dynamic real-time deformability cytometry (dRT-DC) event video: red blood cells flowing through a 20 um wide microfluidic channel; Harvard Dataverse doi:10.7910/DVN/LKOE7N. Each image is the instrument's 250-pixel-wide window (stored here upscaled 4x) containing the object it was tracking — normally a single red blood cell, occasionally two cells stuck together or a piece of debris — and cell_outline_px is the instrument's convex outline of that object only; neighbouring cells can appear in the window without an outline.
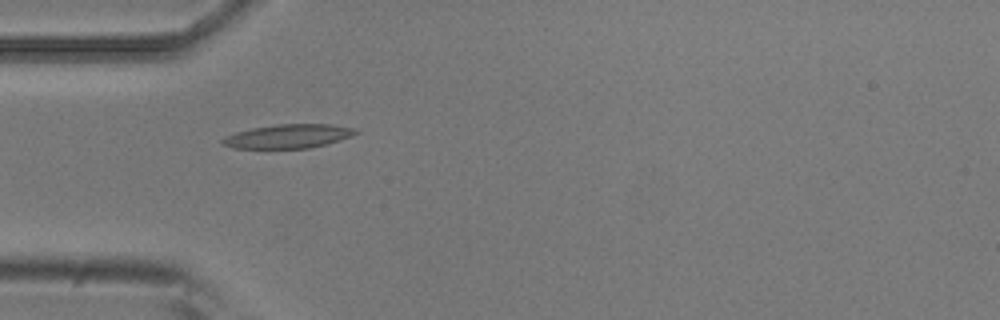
{"species": "common noctule bat (a hibernating species)", "species_latin": "Nyctalus noctula", "temperature_condition": "room temperature", "stored_images_in_passage": 8, "camera_frame_rate_fps": 3000, "um_per_image_px": 0.085, "animal": {"sex": "male", "body_mass_g": 20.5, "forearm_length_mm": 52.5}, "frame": {"image": 1, "passage_image": 4, "time_ms": 1.0, "image_size_px": [1000, 320], "cell_outline_px": [[360, 132], [352, 136], [328, 144], [308, 148], [232, 148], [220, 144], [220, 140], [224, 136], [236, 132], [252, 128], [276, 124], [332, 124], [352, 128]], "centroid_in_image_um": [24.47, 11.58], "position_along_channel_um": 60.5, "area_um2": 18.67}}
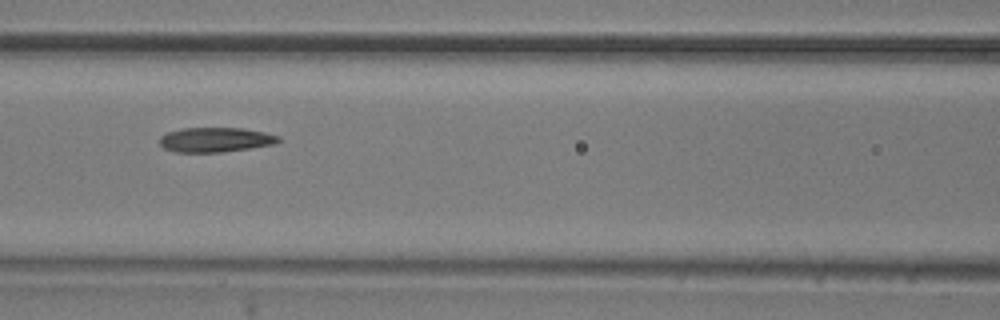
{"frame": {"image": 2, "passage_image": 6, "time_ms": 1.667, "image_size_px": [1000, 320], "cell_outline_px": [[280, 140], [276, 144], [220, 152], [176, 152], [164, 148], [160, 144], [160, 136], [168, 132], [184, 128], [240, 128], [264, 132], [280, 136]], "centroid_in_image_um": [18.31, 11.87], "position_along_channel_um": 148.3, "area_um2": 16.94}}
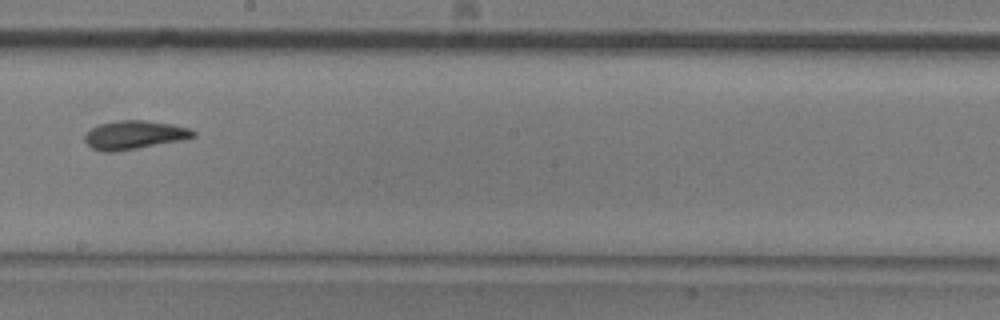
{"frame": {"image": 3, "passage_image": 8, "time_ms": 2.333, "image_size_px": [1000, 320], "cell_outline_px": [[196, 136], [180, 140], [136, 148], [112, 152], [104, 152], [92, 148], [84, 140], [84, 136], [92, 128], [100, 124], [120, 120], [144, 120], [172, 124], [188, 128], [196, 132]], "centroid_in_image_um": [11.4, 11.46], "position_along_channel_um": 236.8, "area_um2": 17.74}}